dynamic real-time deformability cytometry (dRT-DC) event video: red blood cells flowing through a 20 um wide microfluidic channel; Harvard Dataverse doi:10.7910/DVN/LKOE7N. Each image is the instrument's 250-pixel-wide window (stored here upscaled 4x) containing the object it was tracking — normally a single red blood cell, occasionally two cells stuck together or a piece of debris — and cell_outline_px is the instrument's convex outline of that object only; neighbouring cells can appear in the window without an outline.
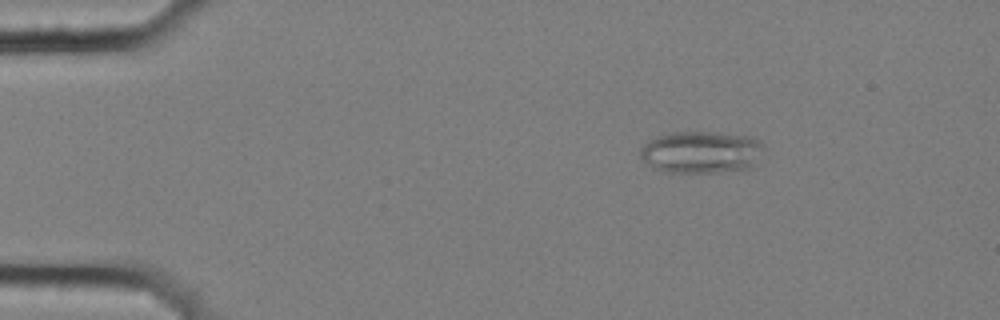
{"species": "common noctule bat (a hibernating species)", "species_latin": "Nyctalus noctula", "temperature_condition": "cold", "stored_images_in_passage": 3, "camera_frame_rate_fps": 3000, "um_per_image_px": 0.085, "animal": {"sex": "female", "body_mass_g": 25.1}, "frame": {"image": 1, "passage_image": 1, "time_ms": 0.0, "image_size_px": [1000, 320], "cell_outline_px": [[764, 148], [752, 164], [748, 168], [720, 172], [668, 172], [652, 168], [640, 156], [640, 148], [648, 140], [656, 136], [668, 132], [716, 132], [752, 136]], "centroid_in_image_um": [59.54, 12.91], "position_along_channel_um": 25.5, "area_um2": 30.17}}